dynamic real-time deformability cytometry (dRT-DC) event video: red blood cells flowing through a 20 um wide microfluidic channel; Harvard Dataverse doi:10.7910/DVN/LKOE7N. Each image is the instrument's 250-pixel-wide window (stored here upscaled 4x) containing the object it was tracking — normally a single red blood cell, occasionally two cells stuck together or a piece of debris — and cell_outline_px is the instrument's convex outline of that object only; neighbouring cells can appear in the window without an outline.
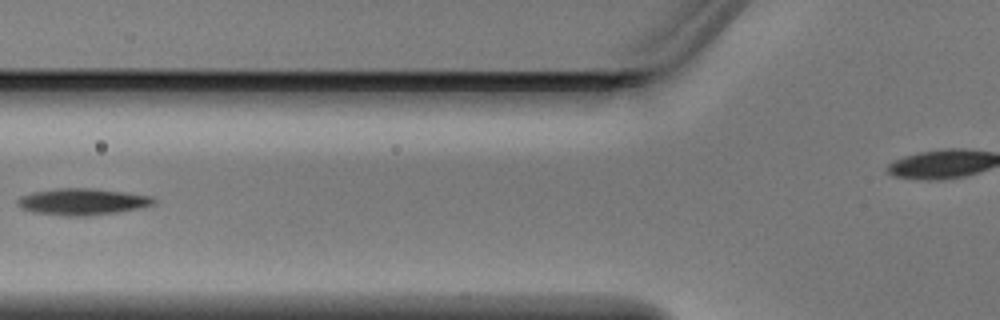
{"species": "Egyptian fruit bat (a non-hibernating species)", "species_latin": "Rousettus aegyptiacus", "temperature_condition": "warm", "stored_images_in_passage": 5, "camera_frame_rate_fps": 3000, "um_per_image_px": 0.085, "animal": {"sex": "male"}, "frame": {"image": 1, "passage_image": 5, "time_ms": 1.333, "image_size_px": [1000, 320], "cell_outline_px": [[156, 204], [140, 208], [116, 212], [88, 216], [64, 216], [32, 212], [20, 208], [16, 204], [16, 200], [20, 196], [32, 192], [56, 188], [88, 188], [124, 192], [152, 196], [156, 200]], "centroid_in_image_um": [6.97, 17.15], "position_along_channel_um": 118.8, "area_um2": 21.27}}